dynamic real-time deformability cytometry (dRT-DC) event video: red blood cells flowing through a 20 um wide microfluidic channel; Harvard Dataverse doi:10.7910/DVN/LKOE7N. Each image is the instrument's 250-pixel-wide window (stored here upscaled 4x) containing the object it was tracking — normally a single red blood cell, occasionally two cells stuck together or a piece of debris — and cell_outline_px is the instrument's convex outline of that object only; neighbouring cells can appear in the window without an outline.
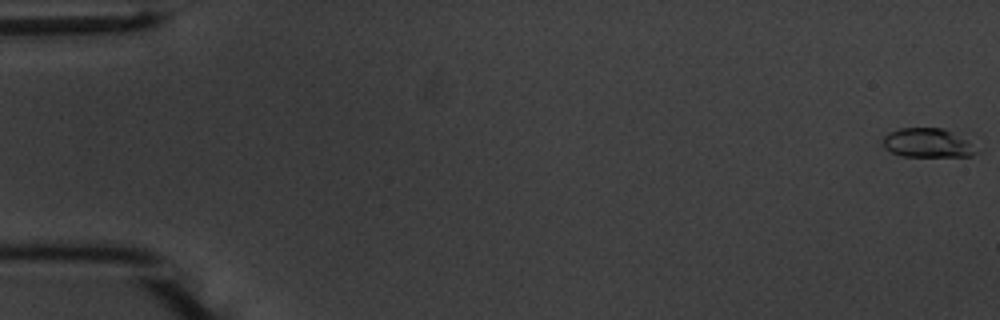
{"species": "common noctule bat (a hibernating species)", "species_latin": "Nyctalus noctula", "temperature_condition": "warm", "stored_images_in_passage": 55, "camera_frame_rate_fps": 3000, "um_per_image_px": 0.085, "animal": {"sex": "male", "body_mass_g": 20.1, "forearm_length_mm": 53.5}, "frame": {"image": 1, "passage_image": 1, "time_ms": 0.0, "image_size_px": [1000, 320], "cell_outline_px": [[980, 152], [972, 156], [900, 156], [884, 148], [884, 136], [888, 132], [900, 128], [944, 128], [964, 140]], "centroid_in_image_um": [78.8, 12.16], "position_along_channel_um": 6.2, "area_um2": 15.55}}
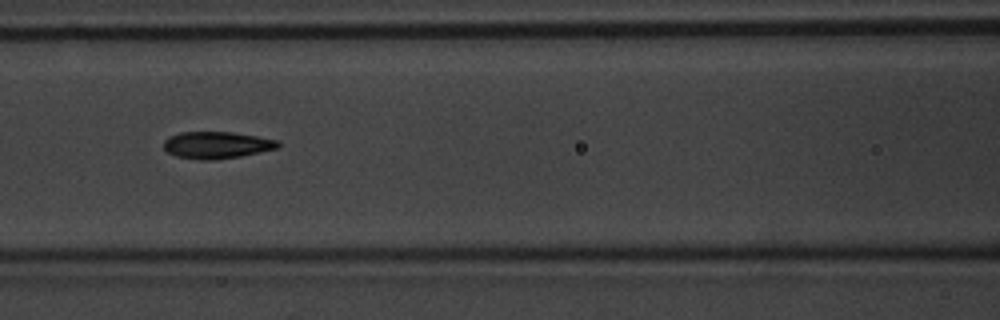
{"frame": {"image": 2, "passage_image": 25, "time_ms": 8.0, "image_size_px": [1000, 320], "cell_outline_px": [[280, 148], [240, 156], [216, 160], [200, 160], [176, 156], [168, 152], [164, 148], [164, 140], [168, 136], [180, 132], [232, 132], [280, 140]], "centroid_in_image_um": [18.44, 12.33], "position_along_channel_um": 148.2, "area_um2": 18.09}}
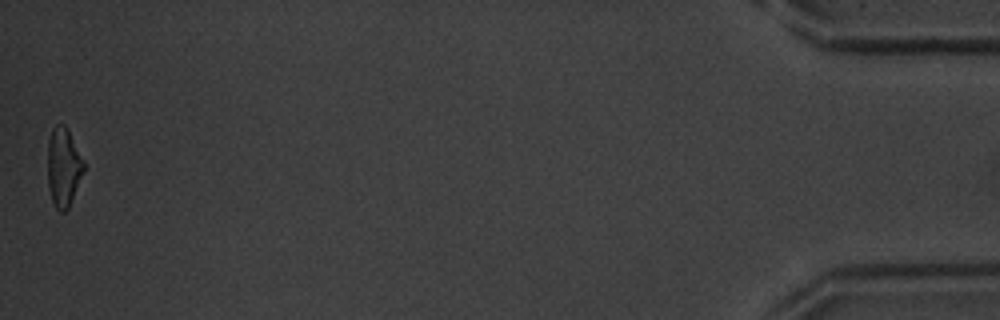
{"frame": {"image": 3, "passage_image": 55, "time_ms": 18.0, "image_size_px": [1000, 320], "cell_outline_px": [[84, 172], [68, 208], [64, 212], [60, 212], [56, 208], [52, 200], [48, 184], [48, 140], [52, 128], [56, 124], [64, 124], [68, 128], [84, 160]], "centroid_in_image_um": [5.4, 14.17], "position_along_channel_um": 429.8, "area_um2": 16.7}, "authors_computed_cell_mechanics": {"area_um2": 17.2822, "velocity_mm_per_s": 3.7418, "shape_relaxation_time_tau1_ms": 3.5049, "shape_relaxation_time_tau2_ms": 2.1751, "deformation_change_tau1": 0.1467, "deformation_change_tau2": 0.0883}}